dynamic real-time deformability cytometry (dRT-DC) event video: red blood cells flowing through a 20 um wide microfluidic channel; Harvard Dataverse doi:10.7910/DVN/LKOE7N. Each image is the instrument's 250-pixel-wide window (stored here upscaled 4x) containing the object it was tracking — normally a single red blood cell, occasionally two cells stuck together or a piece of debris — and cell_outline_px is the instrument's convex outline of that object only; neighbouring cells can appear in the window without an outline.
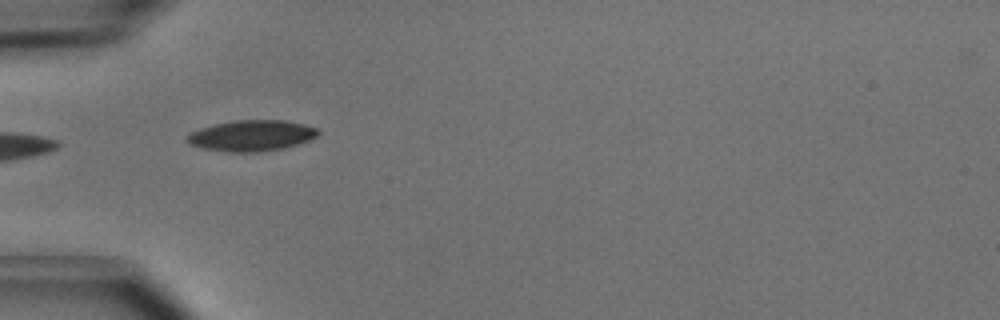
{"species": "common noctule bat (a hibernating species)", "species_latin": "Nyctalus noctula", "temperature_condition": "cold", "stored_images_in_passage": 6, "camera_frame_rate_fps": 3000, "um_per_image_px": 0.085, "animal": {"sex": "male", "body_mass_g": 15.6}, "frame": {"image": 1, "passage_image": 5, "time_ms": 1.333, "image_size_px": [1000, 320], "cell_outline_px": [[320, 132], [316, 136], [308, 140], [284, 148], [256, 152], [232, 152], [204, 148], [192, 144], [184, 136], [200, 128], [232, 120], [288, 120], [304, 124], [316, 128]], "centroid_in_image_um": [21.4, 11.51], "position_along_channel_um": 63.6, "area_um2": 23.35}}